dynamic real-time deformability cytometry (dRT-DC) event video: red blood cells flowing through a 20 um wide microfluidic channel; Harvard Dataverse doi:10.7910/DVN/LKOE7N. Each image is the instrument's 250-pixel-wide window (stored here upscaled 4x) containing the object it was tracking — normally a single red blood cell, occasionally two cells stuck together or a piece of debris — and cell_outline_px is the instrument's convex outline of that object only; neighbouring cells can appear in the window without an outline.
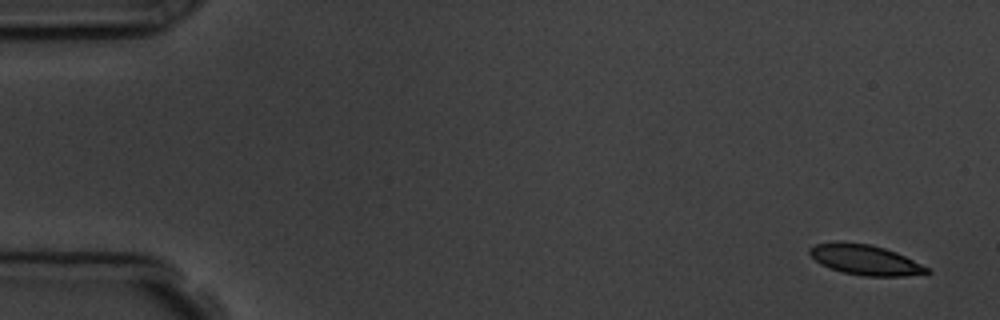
{"species": "common noctule bat (a hibernating species)", "species_latin": "Nyctalus noctula", "temperature_condition": "room temperature", "stored_images_in_passage": 6, "camera_frame_rate_fps": 3000, "um_per_image_px": 0.085, "animal": {"sex": "male", "body_mass_g": 19.5, "forearm_length_mm": 54.6}, "frame": {"image": 1, "passage_image": 1, "time_ms": 0.0, "image_size_px": [1000, 320], "cell_outline_px": [[932, 272], [904, 276], [864, 276], [844, 272], [820, 264], [808, 252], [808, 248], [816, 244], [836, 240], [872, 244], [896, 252], [928, 268]], "centroid_in_image_um": [73.49, 22.06], "position_along_channel_um": 11.5, "area_um2": 20.58}}